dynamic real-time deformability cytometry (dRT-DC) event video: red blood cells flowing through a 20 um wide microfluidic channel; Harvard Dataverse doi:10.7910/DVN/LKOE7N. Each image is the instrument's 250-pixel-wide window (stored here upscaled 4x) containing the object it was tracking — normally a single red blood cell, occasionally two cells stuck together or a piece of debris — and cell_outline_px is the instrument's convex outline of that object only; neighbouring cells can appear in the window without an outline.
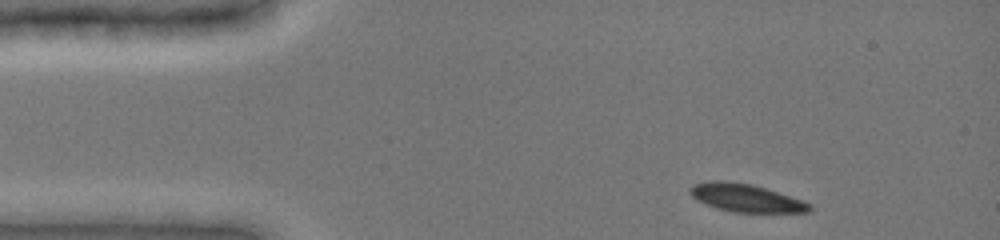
{"species": "common noctule bat (a hibernating species)", "species_latin": "Nyctalus noctula", "temperature_condition": "cold", "stored_images_in_passage": 38, "camera_frame_rate_fps": 3000, "um_per_image_px": 0.085, "animal": {"sex": "female", "body_mass_g": 19.0, "forearm_length_mm": 51.5}, "frame": {"image": 1, "passage_image": 1, "time_ms": 0.0, "image_size_px": [1000, 240], "cell_outline_px": [[812, 212], [732, 212], [716, 208], [692, 196], [688, 188], [692, 184], [708, 180], [724, 180], [752, 184], [804, 200], [812, 204]], "centroid_in_image_um": [63.42, 16.81], "position_along_channel_um": 21.6, "area_um2": 19.54}}
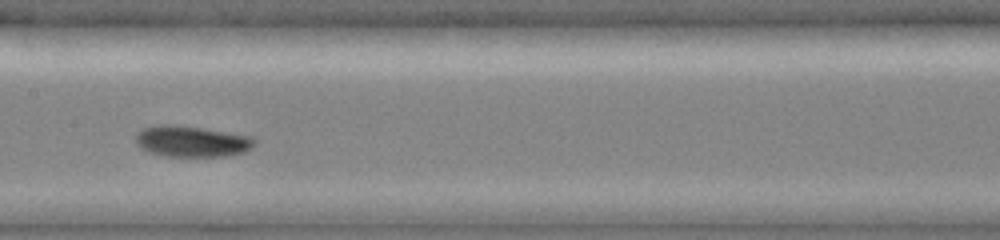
{"frame": {"image": 2, "passage_image": 20, "time_ms": 6.0, "image_size_px": [1000, 240], "cell_outline_px": [[256, 144], [244, 152], [228, 156], [164, 156], [148, 152], [136, 144], [136, 132], [144, 128], [156, 124], [168, 124], [200, 128], [252, 136], [256, 140]], "centroid_in_image_um": [16.28, 12.02], "position_along_channel_um": 191.1, "area_um2": 21.5}}
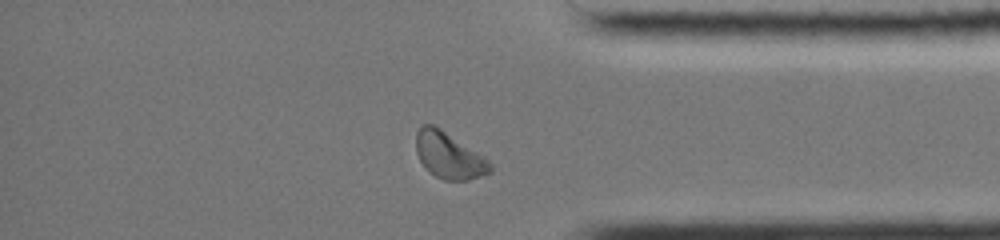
{"frame": {"image": 3, "passage_image": 33, "time_ms": 11.333, "image_size_px": [1000, 240], "cell_outline_px": [[492, 172], [468, 180], [444, 180], [428, 172], [424, 168], [416, 152], [416, 132], [424, 124], [436, 124], [484, 156], [492, 164]], "centroid_in_image_um": [38.16, 13.2], "position_along_channel_um": 397.0, "area_um2": 20.29}, "authors_computed_cell_mechanics": {"area_um2": 20.2878, "velocity_mm_per_s": 3.9233, "shape_relaxation_time_tau1_ms": 3.4121, "shape_relaxation_time_tau2_ms": 11.0084, "deformation_change_tau1": 0.1257, "deformation_change_tau2": 0.1549}}